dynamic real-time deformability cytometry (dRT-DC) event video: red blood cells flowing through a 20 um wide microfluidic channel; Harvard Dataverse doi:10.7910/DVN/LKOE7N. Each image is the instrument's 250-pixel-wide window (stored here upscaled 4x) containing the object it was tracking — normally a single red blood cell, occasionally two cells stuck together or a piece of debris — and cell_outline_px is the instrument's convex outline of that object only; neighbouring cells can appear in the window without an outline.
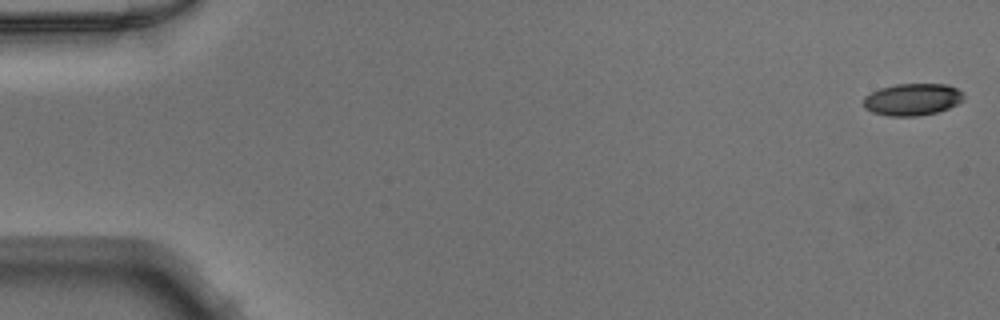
{"species": "Egyptian fruit bat (a non-hibernating species)", "species_latin": "Rousettus aegyptiacus", "temperature_condition": "warm", "stored_images_in_passage": 50, "camera_frame_rate_fps": 3000, "um_per_image_px": 0.085, "animal": {"sex": "male"}, "frame": {"image": 1, "passage_image": 1, "time_ms": 0.0, "image_size_px": [1000, 320], "cell_outline_px": [[964, 100], [948, 108], [936, 112], [916, 116], [888, 116], [872, 112], [864, 108], [864, 96], [880, 88], [896, 84], [948, 84], [964, 92]], "centroid_in_image_um": [77.56, 8.45], "position_along_channel_um": 7.4, "area_um2": 18.73}}
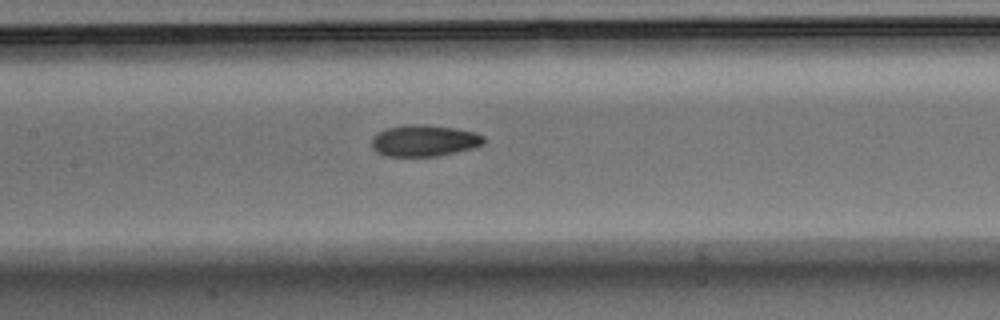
{"frame": {"image": 2, "passage_image": 24, "time_ms": 7.667, "image_size_px": [1000, 320], "cell_outline_px": [[484, 144], [472, 148], [436, 156], [384, 156], [376, 152], [372, 148], [372, 136], [376, 132], [384, 128], [404, 124], [424, 124], [456, 128], [476, 132], [484, 136]], "centroid_in_image_um": [36.01, 11.94], "position_along_channel_um": 171.4, "area_um2": 20.87}}
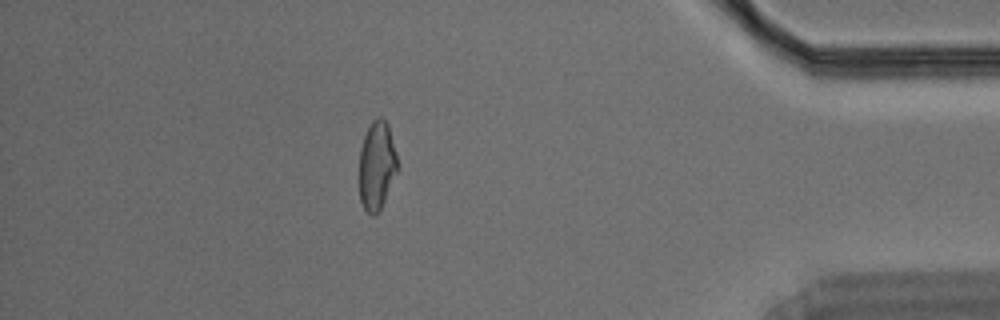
{"frame": {"image": 3, "passage_image": 44, "time_ms": 14.333, "image_size_px": [1000, 320], "cell_outline_px": [[396, 172], [380, 212], [376, 216], [372, 216], [364, 208], [360, 200], [360, 148], [364, 136], [372, 120], [376, 116], [380, 116], [388, 124], [396, 152]], "centroid_in_image_um": [32.02, 14.08], "position_along_channel_um": 403.2, "area_um2": 19.59}}